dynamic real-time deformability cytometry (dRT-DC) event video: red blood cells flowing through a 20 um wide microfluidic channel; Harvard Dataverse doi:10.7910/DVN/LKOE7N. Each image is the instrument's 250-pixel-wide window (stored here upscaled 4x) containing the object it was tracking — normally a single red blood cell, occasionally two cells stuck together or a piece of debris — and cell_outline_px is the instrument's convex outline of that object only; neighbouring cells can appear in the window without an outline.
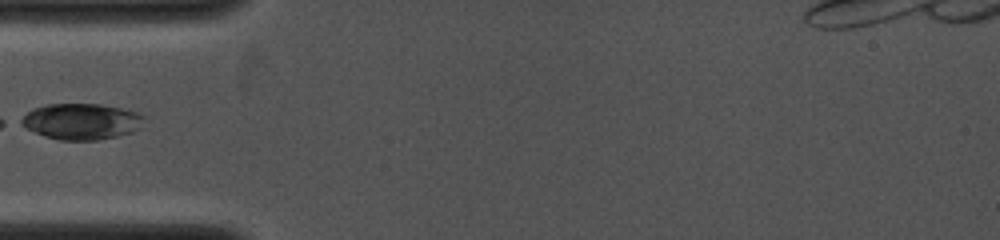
{"species": "common noctule bat (a hibernating species)", "species_latin": "Nyctalus noctula", "temperature_condition": "cold", "stored_images_in_passage": 1, "camera_frame_rate_fps": 4000, "um_per_image_px": 0.085, "animal": {"sex": "female", "body_mass_g": 19.0, "forearm_length_mm": 53.3}, "frame": {"image": 1, "passage_image": 1, "time_ms": 0.0, "image_size_px": [1000, 240], "cell_outline_px": [[144, 116], [140, 128], [132, 132], [116, 136], [96, 140], [60, 140], [44, 136], [20, 124], [16, 120], [32, 108], [48, 104], [100, 104], [120, 108], [136, 112]], "centroid_in_image_um": [6.87, 10.32], "position_along_channel_um": 78.1, "area_um2": 25.78}}